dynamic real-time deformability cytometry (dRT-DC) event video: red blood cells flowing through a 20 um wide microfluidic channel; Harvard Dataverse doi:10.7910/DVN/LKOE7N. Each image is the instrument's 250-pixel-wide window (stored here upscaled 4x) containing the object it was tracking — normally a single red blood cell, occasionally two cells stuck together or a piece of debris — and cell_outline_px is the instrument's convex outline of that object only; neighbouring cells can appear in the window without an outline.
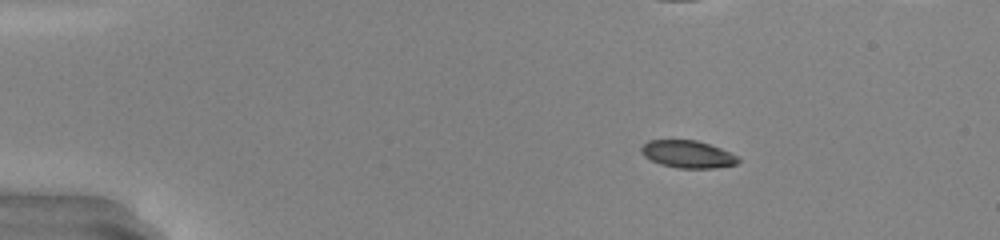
{"species": "common noctule bat (a hibernating species)", "species_latin": "Nyctalus noctula", "temperature_condition": "warm", "stored_images_in_passage": 49, "camera_frame_rate_fps": 3000, "um_per_image_px": 0.085, "animal": {"sex": "male", "body_mass_g": 20.0, "forearm_length_mm": 53.3}, "frame": {"image": 1, "passage_image": 8, "time_ms": 2.333, "image_size_px": [1000, 240], "cell_outline_px": [[740, 160], [736, 164], [716, 168], [676, 168], [660, 164], [644, 156], [640, 152], [640, 148], [648, 140], [696, 140], [720, 148], [736, 156]], "centroid_in_image_um": [58.42, 13.11], "position_along_channel_um": 26.6, "area_um2": 15.37}, "authors_computed_cell_mechanics": {"area_um2": 16.3574, "velocity_mm_per_s": 4.2678, "shape_relaxation_time_tau1_ms": 4.2396, "shape_relaxation_time_tau2_ms": 0.7761, "deformation_change_tau1": 0.1522, "deformation_change_tau2": 0.0417}}